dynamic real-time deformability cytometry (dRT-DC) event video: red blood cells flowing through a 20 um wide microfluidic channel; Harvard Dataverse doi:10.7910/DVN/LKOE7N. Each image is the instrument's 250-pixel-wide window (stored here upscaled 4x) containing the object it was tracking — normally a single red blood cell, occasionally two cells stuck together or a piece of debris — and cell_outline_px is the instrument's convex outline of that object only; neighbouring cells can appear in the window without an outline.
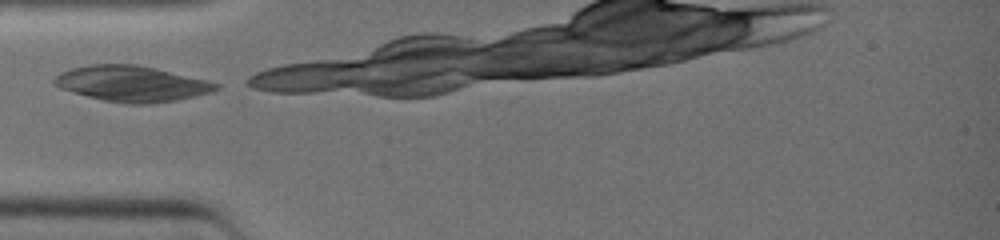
{"species": "common noctule bat (a hibernating species)", "species_latin": "Nyctalus noctula", "temperature_condition": "warm", "stored_images_in_passage": 3, "camera_frame_rate_fps": 3000, "um_per_image_px": 0.085, "animal": {"sex": "female", "body_mass_g": 19.0, "forearm_length_mm": 51.5}, "frame": {"image": 1, "passage_image": 1, "time_ms": 0.0, "image_size_px": [1000, 240], "cell_outline_px": [[220, 88], [212, 92], [176, 100], [148, 104], [124, 104], [104, 100], [88, 96], [60, 88], [52, 84], [52, 80], [60, 72], [72, 68], [88, 64], [136, 64], [156, 68], [208, 80], [220, 84]], "centroid_in_image_um": [11.2, 7.11], "position_along_channel_um": 73.8, "area_um2": 33.76}}